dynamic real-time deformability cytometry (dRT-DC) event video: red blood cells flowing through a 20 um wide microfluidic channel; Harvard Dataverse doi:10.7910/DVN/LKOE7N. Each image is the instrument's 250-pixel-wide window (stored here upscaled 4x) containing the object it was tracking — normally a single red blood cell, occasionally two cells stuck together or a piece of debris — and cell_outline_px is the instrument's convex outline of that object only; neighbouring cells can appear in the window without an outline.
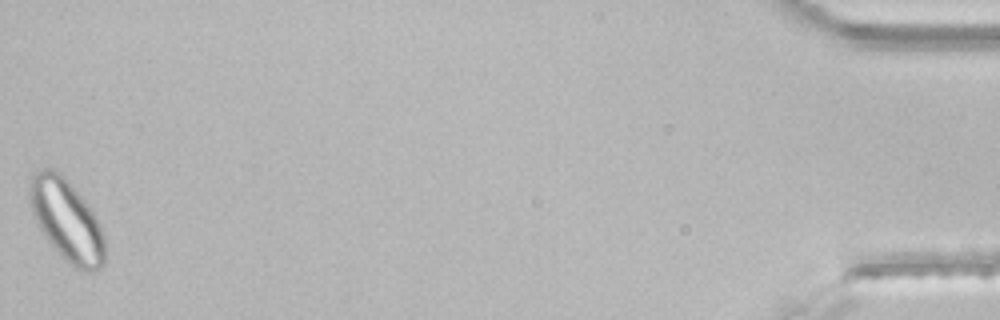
{"species": "common noctule bat (a hibernating species)", "species_latin": "Nyctalus noctula", "temperature_condition": "room temperature", "stored_images_in_passage": 33, "segment_of_instrument_passage": [2, 2], "camera_frame_rate_fps": 3000, "um_per_image_px": 0.085, "animal": {"sex": "male", "body_mass_g": 21.5, "forearm_length_mm": 52.0}, "frame": {"image": 1, "passage_image": 33, "time_ms": 10.667, "image_size_px": [1000, 320], "cell_outline_px": [[104, 264], [96, 272], [88, 272], [76, 268], [44, 236], [32, 212], [28, 192], [32, 176], [40, 168], [48, 168], [60, 172], [64, 176], [84, 200], [92, 212], [104, 236]], "centroid_in_image_um": [5.66, 18.7], "position_along_channel_um": 429.5, "area_um2": 34.91}}